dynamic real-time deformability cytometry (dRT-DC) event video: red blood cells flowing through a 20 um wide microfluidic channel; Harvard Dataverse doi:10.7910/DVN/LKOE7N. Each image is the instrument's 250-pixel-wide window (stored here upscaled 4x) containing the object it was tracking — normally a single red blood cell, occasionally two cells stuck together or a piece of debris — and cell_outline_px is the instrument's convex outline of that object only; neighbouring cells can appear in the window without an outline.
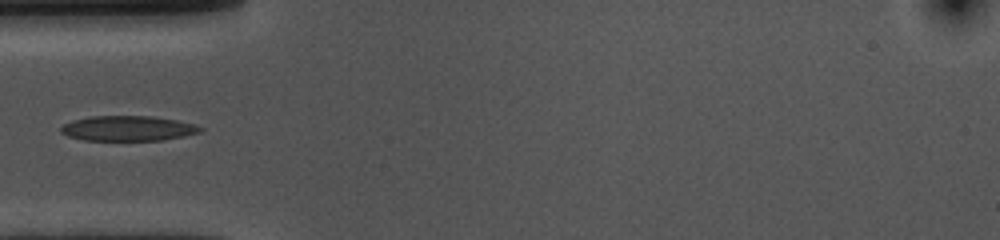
{"species": "common noctule bat (a hibernating species)", "species_latin": "Nyctalus noctula", "temperature_condition": "cold", "stored_images_in_passage": 39, "camera_frame_rate_fps": 3000, "um_per_image_px": 0.085, "animal": {"sex": "female", "body_mass_g": 10.0, "forearm_length_mm": 53.1}, "frame": {"image": 1, "passage_image": 1, "time_ms": 0.0, "image_size_px": [1000, 240], "cell_outline_px": [[204, 128], [200, 132], [184, 136], [164, 140], [84, 140], [68, 136], [60, 132], [60, 128], [64, 124], [72, 120], [88, 116], [152, 116], [176, 120], [196, 124]], "centroid_in_image_um": [10.88, 10.91], "position_along_channel_um": 74.1, "area_um2": 20.46}}
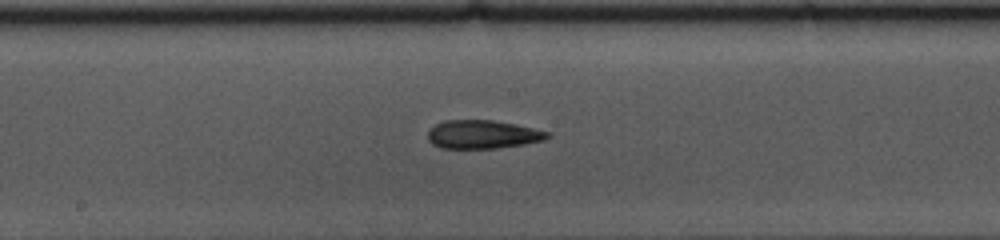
{"frame": {"image": 2, "passage_image": 12, "time_ms": 3.667, "image_size_px": [1000, 240], "cell_outline_px": [[552, 136], [544, 140], [524, 144], [496, 148], [440, 148], [432, 144], [428, 140], [428, 128], [444, 120], [492, 120], [516, 124], [552, 132]], "centroid_in_image_um": [41.04, 11.42], "position_along_channel_um": 207.2, "area_um2": 20.06}}
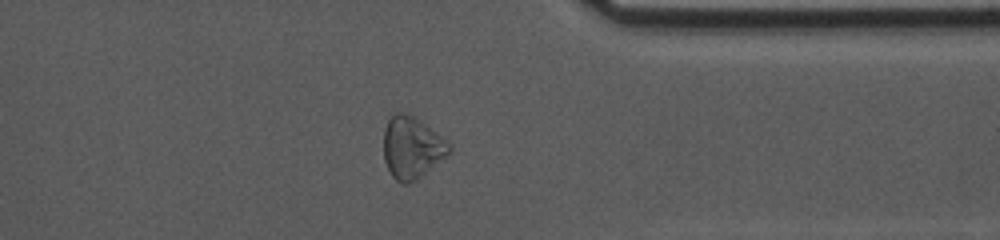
{"frame": {"image": 3, "passage_image": 27, "time_ms": 8.667, "image_size_px": [1000, 240], "cell_outline_px": [[452, 152], [448, 156], [416, 180], [408, 184], [404, 184], [396, 180], [392, 176], [384, 160], [384, 132], [388, 120], [396, 112], [404, 112], [412, 116], [448, 140], [452, 148]], "centroid_in_image_um": [35.04, 12.57], "position_along_channel_um": 376.4, "area_um2": 23.64}}